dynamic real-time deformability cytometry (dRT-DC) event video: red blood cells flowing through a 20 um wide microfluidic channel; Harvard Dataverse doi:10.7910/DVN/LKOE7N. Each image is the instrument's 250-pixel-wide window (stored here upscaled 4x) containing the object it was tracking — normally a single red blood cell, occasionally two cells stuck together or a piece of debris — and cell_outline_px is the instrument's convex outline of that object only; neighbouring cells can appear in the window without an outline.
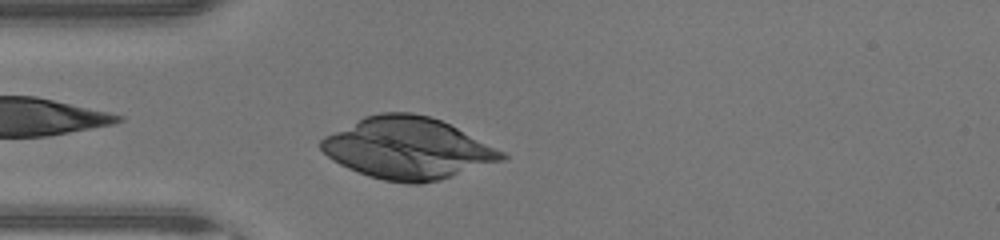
{"species": "human", "species_latin": "Homo sapiens", "temperature_condition": "warm", "stored_images_in_passage": 20, "camera_frame_rate_fps": 3000, "um_per_image_px": 0.085, "donor": {"sex": "male"}, "frame": {"image": 1, "passage_image": 4, "time_ms": 1.0, "image_size_px": [1000, 240], "cell_outline_px": [[508, 156], [504, 160], [440, 180], [420, 184], [408, 184], [384, 180], [368, 176], [348, 168], [332, 160], [320, 148], [320, 140], [324, 136], [364, 116], [380, 112], [412, 112], [428, 116], [440, 120], [504, 152]], "centroid_in_image_um": [34.63, 12.61], "position_along_channel_um": 50.4, "area_um2": 64.5}}
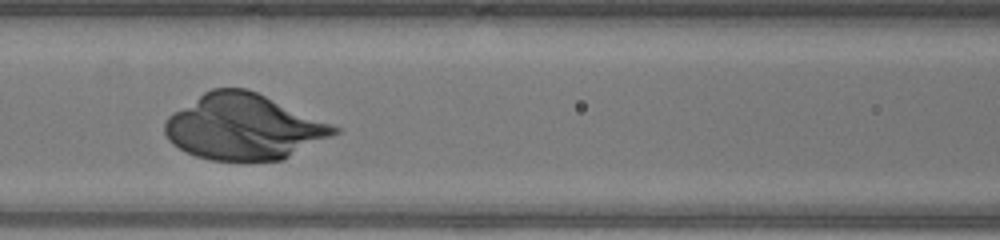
{"frame": {"image": 2, "passage_image": 11, "time_ms": 3.333, "image_size_px": [1000, 240], "cell_outline_px": [[340, 132], [280, 160], [212, 160], [196, 156], [172, 144], [168, 140], [164, 132], [164, 124], [168, 116], [172, 112], [204, 92], [212, 88], [248, 88], [332, 124], [340, 128]], "centroid_in_image_um": [20.67, 10.77], "position_along_channel_um": 145.9, "area_um2": 64.16}}
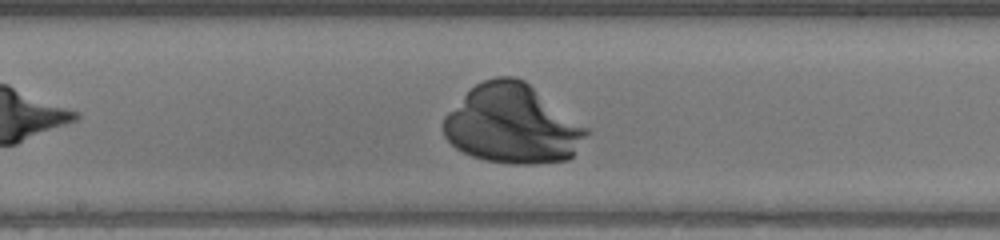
{"frame": {"image": 3, "passage_image": 15, "time_ms": 4.667, "image_size_px": [1000, 240], "cell_outline_px": [[588, 132], [572, 156], [568, 160], [532, 164], [512, 164], [484, 160], [472, 156], [456, 148], [444, 136], [444, 116], [476, 84], [484, 80], [496, 76], [516, 76], [524, 80], [588, 128]], "centroid_in_image_um": [43.55, 10.56], "position_along_channel_um": 204.7, "area_um2": 65.2}}